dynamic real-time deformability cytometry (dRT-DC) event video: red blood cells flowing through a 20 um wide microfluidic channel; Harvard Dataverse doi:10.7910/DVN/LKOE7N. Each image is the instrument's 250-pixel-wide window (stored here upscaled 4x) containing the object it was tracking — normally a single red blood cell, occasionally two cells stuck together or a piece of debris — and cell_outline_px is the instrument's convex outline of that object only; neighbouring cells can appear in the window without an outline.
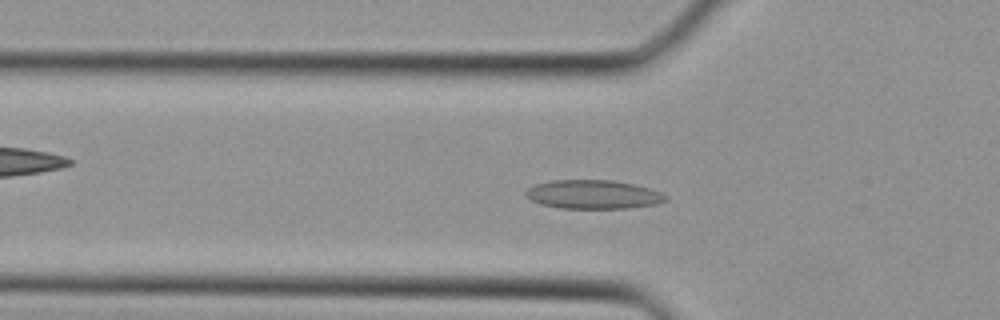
{"species": "Egyptian fruit bat (a non-hibernating species)", "species_latin": "Rousettus aegyptiacus", "temperature_condition": "cold", "stored_images_in_passage": 35, "camera_frame_rate_fps": 3000, "um_per_image_px": 0.085, "animal": {"sex": "female"}, "frame": {"image": 1, "passage_image": 11, "time_ms": 3.333, "image_size_px": [1000, 320], "cell_outline_px": [[668, 200], [656, 204], [628, 208], [560, 208], [540, 204], [532, 200], [524, 192], [528, 188], [536, 184], [552, 180], [612, 180], [632, 184], [648, 188], [660, 192], [668, 196]], "centroid_in_image_um": [50.43, 16.53], "position_along_channel_um": 75.4, "area_um2": 23.35}}
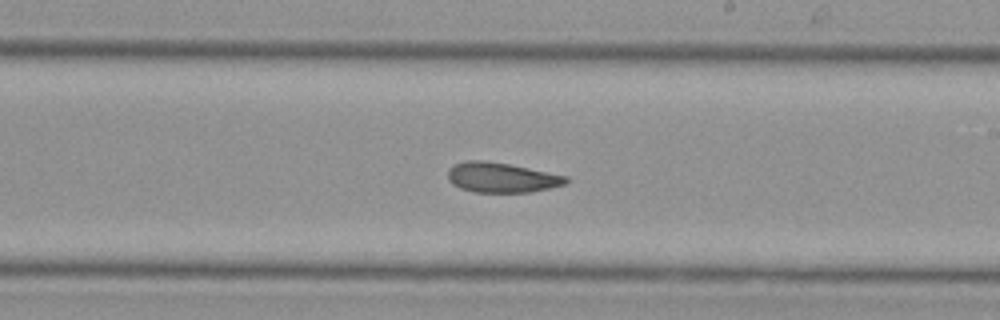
{"frame": {"image": 2, "passage_image": 20, "time_ms": 6.333, "image_size_px": [1000, 320], "cell_outline_px": [[568, 180], [564, 184], [548, 188], [528, 192], [476, 192], [460, 188], [452, 184], [448, 180], [448, 168], [456, 164], [468, 160], [484, 160], [508, 164], [568, 176]], "centroid_in_image_um": [42.59, 15.08], "position_along_channel_um": 246.4, "area_um2": 20.4}}
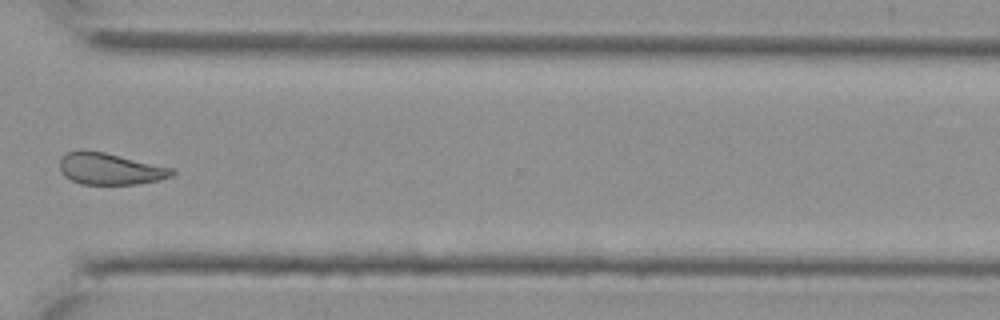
{"frame": {"image": 3, "passage_image": 26, "time_ms": 8.333, "image_size_px": [1000, 320], "cell_outline_px": [[176, 172], [172, 176], [156, 180], [136, 184], [80, 184], [64, 176], [60, 168], [60, 160], [68, 152], [104, 152], [176, 168]], "centroid_in_image_um": [9.43, 14.37], "position_along_channel_um": 361.2, "area_um2": 20.35}}